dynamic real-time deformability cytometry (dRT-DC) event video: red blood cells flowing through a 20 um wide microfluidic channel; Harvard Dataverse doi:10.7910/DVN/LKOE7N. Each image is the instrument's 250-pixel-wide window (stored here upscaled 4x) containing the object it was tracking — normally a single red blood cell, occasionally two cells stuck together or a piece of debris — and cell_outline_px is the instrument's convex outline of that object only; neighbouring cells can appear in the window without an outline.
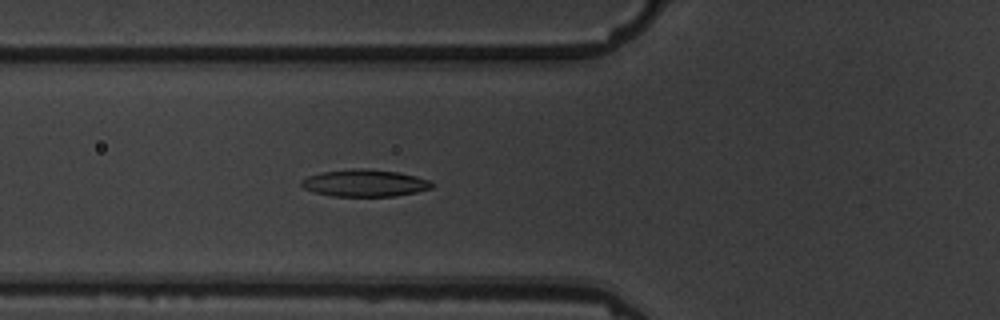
{"species": "common noctule bat (a hibernating species)", "species_latin": "Nyctalus noctula", "temperature_condition": "warm", "stored_images_in_passage": 6, "camera_frame_rate_fps": 3000, "um_per_image_px": 0.085, "animal": {"sex": "male", "body_mass_g": 19.5, "forearm_length_mm": 54.6}, "frame": {"image": 1, "passage_image": 6, "time_ms": 6.667, "image_size_px": [1000, 320], "cell_outline_px": [[432, 188], [416, 192], [396, 196], [332, 196], [316, 192], [304, 188], [300, 184], [300, 180], [308, 176], [320, 172], [356, 168], [368, 168], [400, 172], [416, 176], [428, 180], [432, 184]], "centroid_in_image_um": [30.99, 15.55], "position_along_channel_um": 94.8, "area_um2": 20.63}}